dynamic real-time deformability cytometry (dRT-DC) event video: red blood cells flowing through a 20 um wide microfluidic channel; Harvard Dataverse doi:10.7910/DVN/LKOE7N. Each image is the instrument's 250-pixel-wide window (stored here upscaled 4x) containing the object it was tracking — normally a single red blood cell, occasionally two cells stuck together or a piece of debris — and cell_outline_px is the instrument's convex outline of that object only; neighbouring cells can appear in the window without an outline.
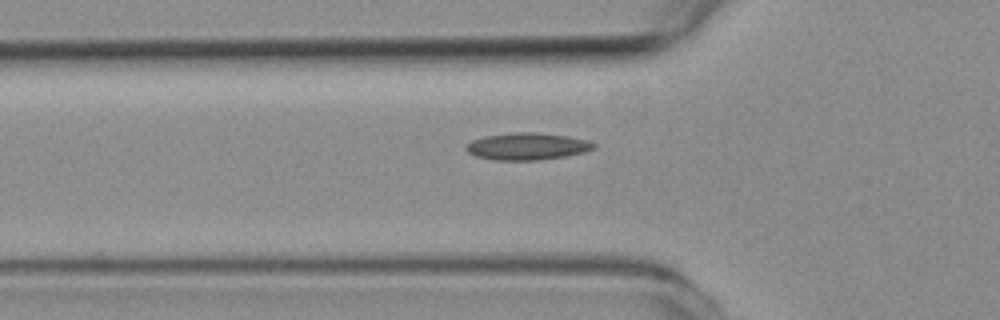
{"species": "common noctule bat (a hibernating species)", "species_latin": "Nyctalus noctula", "temperature_condition": "room temperature", "stored_images_in_passage": 39, "camera_frame_rate_fps": 3000, "um_per_image_px": 0.085, "animal": {"sex": "female", "body_mass_g": 19.3, "forearm_length_mm": 54.1}, "frame": {"image": 1, "passage_image": 10, "time_ms": 3.0, "image_size_px": [1000, 320], "cell_outline_px": [[596, 148], [584, 152], [564, 156], [540, 160], [496, 160], [476, 156], [468, 152], [464, 148], [472, 140], [484, 136], [516, 132], [532, 132], [568, 136], [588, 140], [596, 144]], "centroid_in_image_um": [44.83, 12.44], "position_along_channel_um": 81.0, "area_um2": 20.06}}
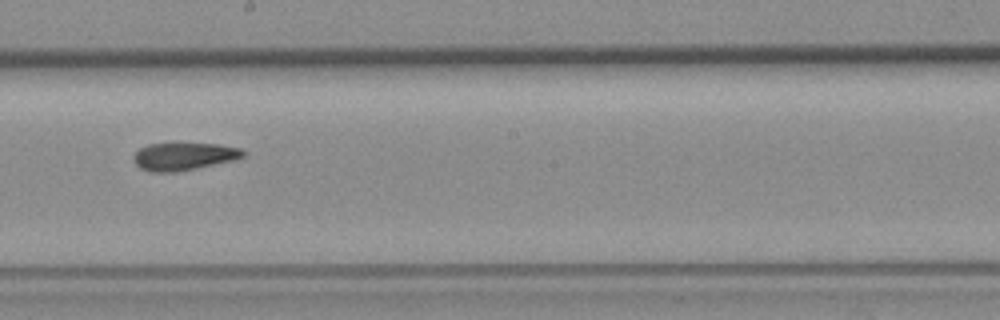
{"frame": {"image": 2, "passage_image": 22, "time_ms": 7.0, "image_size_px": [1000, 320], "cell_outline_px": [[244, 156], [232, 160], [196, 168], [176, 172], [148, 172], [140, 168], [132, 160], [132, 156], [140, 148], [148, 144], [176, 140], [216, 144], [240, 148], [244, 152]], "centroid_in_image_um": [15.54, 13.24], "position_along_channel_um": 232.7, "area_um2": 18.38}}
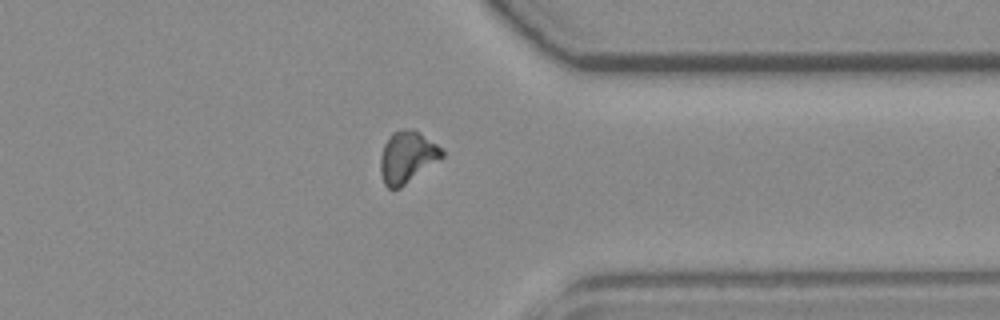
{"frame": {"image": 3, "passage_image": 34, "time_ms": 11.0, "image_size_px": [1000, 320], "cell_outline_px": [[444, 156], [400, 188], [388, 188], [384, 184], [380, 172], [380, 156], [384, 144], [388, 136], [392, 132], [404, 128], [412, 128], [436, 144], [444, 152]], "centroid_in_image_um": [34.57, 13.34], "position_along_channel_um": 376.8, "area_um2": 18.44}}